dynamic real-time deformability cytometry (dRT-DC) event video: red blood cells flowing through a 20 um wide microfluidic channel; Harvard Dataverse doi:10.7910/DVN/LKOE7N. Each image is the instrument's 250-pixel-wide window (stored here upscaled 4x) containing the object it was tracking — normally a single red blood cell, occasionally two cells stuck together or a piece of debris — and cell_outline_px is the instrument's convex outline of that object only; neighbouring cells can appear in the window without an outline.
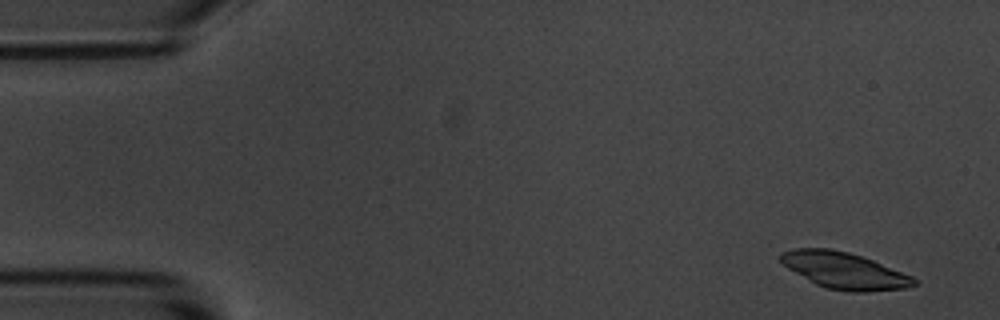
{"species": "common noctule bat (a hibernating species)", "species_latin": "Nyctalus noctula", "temperature_condition": "room temperature", "stored_images_in_passage": 6, "camera_frame_rate_fps": 3000, "um_per_image_px": 0.085, "animal": {"sex": "male", "body_mass_g": 20.1, "forearm_length_mm": 53.5}, "frame": {"image": 1, "passage_image": 1, "time_ms": 0.0, "image_size_px": [1000, 320], "cell_outline_px": [[920, 280], [916, 284], [904, 288], [864, 292], [848, 292], [828, 288], [816, 284], [788, 268], [780, 260], [780, 252], [796, 248], [832, 248], [864, 256], [912, 276]], "centroid_in_image_um": [71.79, 22.99], "position_along_channel_um": 13.2, "area_um2": 28.32}}